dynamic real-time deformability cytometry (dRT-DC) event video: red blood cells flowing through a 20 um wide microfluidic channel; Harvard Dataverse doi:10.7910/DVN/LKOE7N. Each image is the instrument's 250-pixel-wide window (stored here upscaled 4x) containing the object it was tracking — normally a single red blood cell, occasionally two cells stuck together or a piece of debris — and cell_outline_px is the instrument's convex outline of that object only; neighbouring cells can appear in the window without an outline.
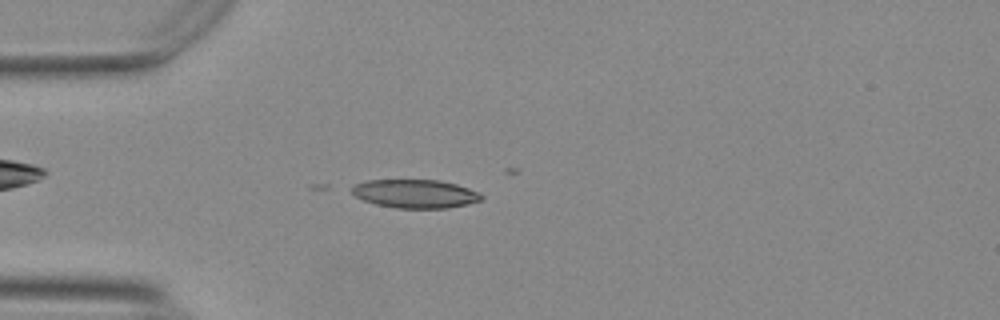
{"species": "Egyptian fruit bat (a non-hibernating species)", "species_latin": "Rousettus aegyptiacus", "temperature_condition": "warm", "stored_images_in_passage": 10, "camera_frame_rate_fps": 3000, "um_per_image_px": 0.085, "animal": {"sex": "female"}, "frame": {"image": 1, "passage_image": 3, "time_ms": 0.667, "image_size_px": [1000, 320], "cell_outline_px": [[484, 196], [480, 200], [468, 204], [448, 208], [396, 208], [376, 204], [364, 200], [356, 196], [352, 192], [352, 188], [356, 184], [368, 180], [440, 180], [456, 184], [468, 188]], "centroid_in_image_um": [35.3, 16.47], "position_along_channel_um": 49.7, "area_um2": 21.33}}
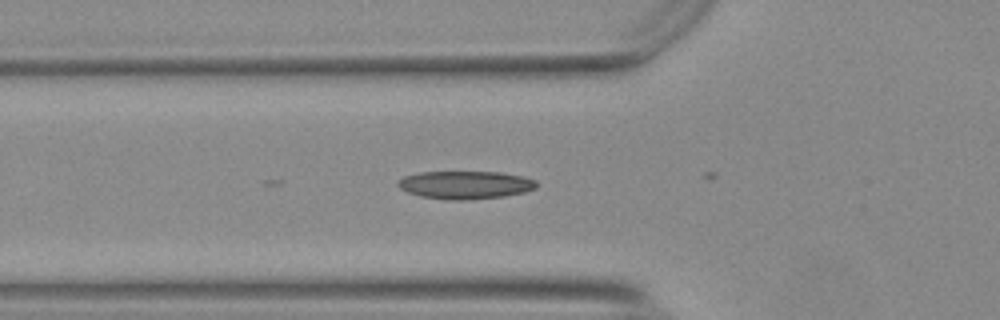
{"frame": {"image": 2, "passage_image": 7, "time_ms": 2.0, "image_size_px": [1000, 320], "cell_outline_px": [[536, 188], [524, 192], [504, 196], [464, 200], [448, 200], [420, 196], [408, 192], [400, 188], [396, 184], [404, 176], [420, 172], [500, 172], [524, 176], [536, 180]], "centroid_in_image_um": [39.56, 15.71], "position_along_channel_um": 86.2, "area_um2": 22.54}}